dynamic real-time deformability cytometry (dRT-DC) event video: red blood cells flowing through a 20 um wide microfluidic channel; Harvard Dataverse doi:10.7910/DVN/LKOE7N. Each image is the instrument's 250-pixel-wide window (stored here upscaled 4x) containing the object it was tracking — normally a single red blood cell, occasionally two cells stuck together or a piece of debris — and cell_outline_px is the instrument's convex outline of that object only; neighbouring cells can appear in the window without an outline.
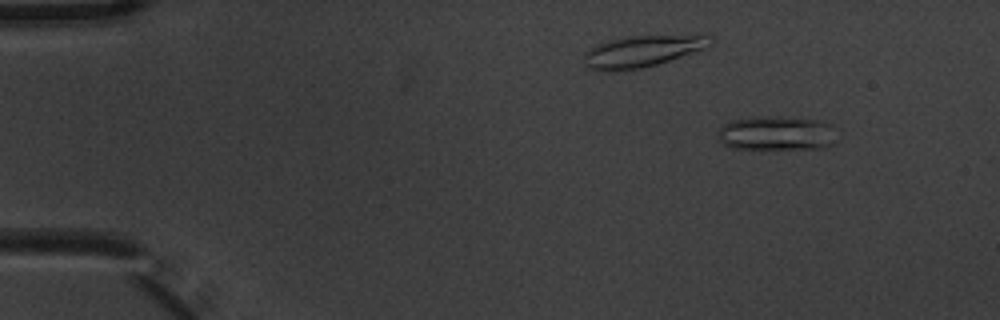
{"species": "common noctule bat (a hibernating species)", "species_latin": "Nyctalus noctula", "temperature_condition": "warm", "stored_images_in_passage": 4, "camera_frame_rate_fps": 3000, "um_per_image_px": 0.085, "animal": {"sex": "male", "body_mass_g": 20.1, "forearm_length_mm": 53.5}, "frame": {"image": 1, "passage_image": 2, "time_ms": 0.333, "image_size_px": [1000, 320], "cell_outline_px": [[832, 144], [828, 148], [732, 148], [724, 144], [720, 140], [716, 132], [724, 124], [732, 120], [756, 116], [768, 116], [820, 120], [832, 124]], "centroid_in_image_um": [65.96, 11.31], "position_along_channel_um": 19.0, "area_um2": 23.47}}